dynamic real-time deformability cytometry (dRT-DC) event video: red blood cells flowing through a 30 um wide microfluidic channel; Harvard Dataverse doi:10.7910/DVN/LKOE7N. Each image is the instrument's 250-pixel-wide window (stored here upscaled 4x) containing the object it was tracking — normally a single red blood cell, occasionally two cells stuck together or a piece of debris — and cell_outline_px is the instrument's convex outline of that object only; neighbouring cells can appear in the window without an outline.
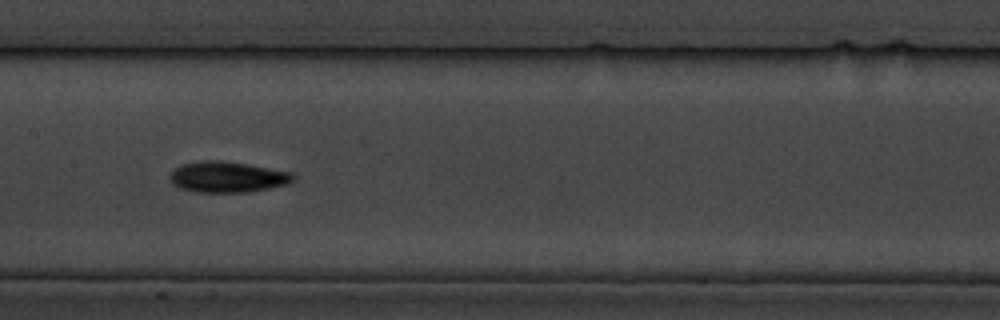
{"species": "common noctule bat (a hibernating species)", "species_latin": "Nyctalus noctula", "temperature_condition": "cold", "stored_images_in_passage": 7, "camera_frame_rate_fps": 3000, "um_per_image_px": 0.085, "animal": {"sex": "male", "body_mass_g": 19.5, "forearm_length_mm": 54.6}, "frame": {"image": 1, "passage_image": 7, "time_ms": 6.667, "image_size_px": [1000, 320], "cell_outline_px": [[296, 176], [288, 184], [248, 192], [196, 192], [180, 188], [172, 184], [168, 176], [180, 164], [200, 160], [220, 160], [248, 164], [292, 172]], "centroid_in_image_um": [19.31, 15.03], "position_along_channel_um": 188.1, "area_um2": 22.31}}